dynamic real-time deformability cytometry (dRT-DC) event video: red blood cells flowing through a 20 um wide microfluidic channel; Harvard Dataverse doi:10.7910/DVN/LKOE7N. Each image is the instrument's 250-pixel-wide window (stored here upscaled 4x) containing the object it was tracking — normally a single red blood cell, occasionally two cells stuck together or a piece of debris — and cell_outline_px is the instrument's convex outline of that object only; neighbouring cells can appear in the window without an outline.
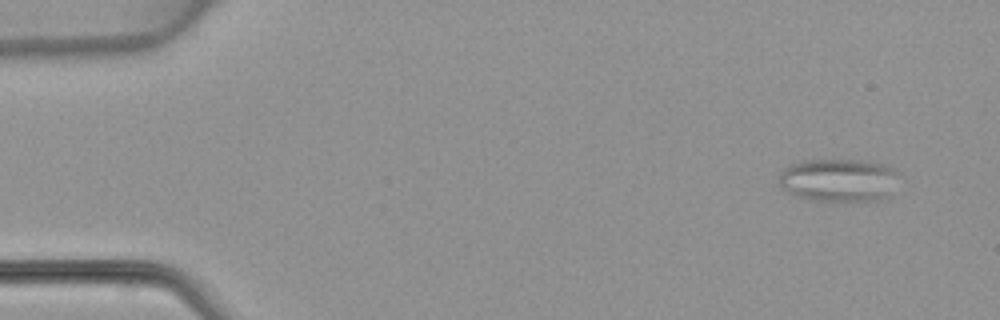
{"species": "common noctule bat (a hibernating species)", "species_latin": "Nyctalus noctula", "temperature_condition": "warm", "stored_images_in_passage": 4, "camera_frame_rate_fps": 3000, "um_per_image_px": 0.085, "animal": {"sex": "female", "body_mass_g": 22.7, "forearm_length_mm": 54.2}, "frame": {"image": 1, "passage_image": 1, "time_ms": 0.0, "image_size_px": [1000, 320], "cell_outline_px": [[900, 172], [892, 196], [880, 200], [832, 204], [812, 200], [796, 196], [784, 192], [780, 184], [780, 172], [788, 164], [804, 160], [860, 160], [892, 164]], "centroid_in_image_um": [71.37, 15.35], "position_along_channel_um": 13.6, "area_um2": 31.85}}
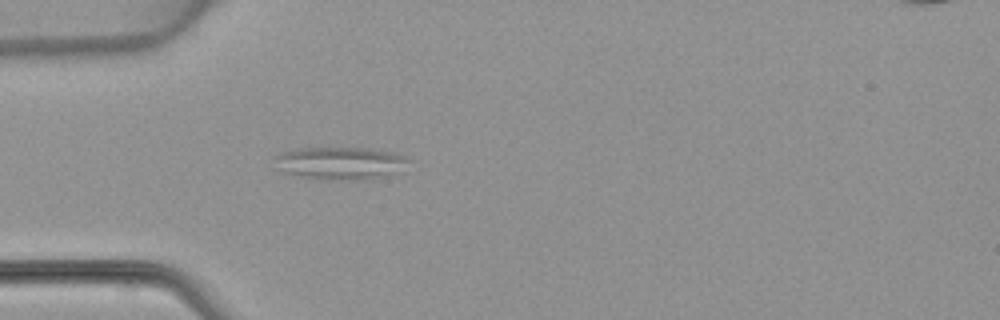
{"frame": {"image": 2, "passage_image": 4, "time_ms": 3.667, "image_size_px": [1000, 320], "cell_outline_px": [[412, 160], [388, 172], [368, 180], [320, 180], [300, 176], [284, 172], [276, 168], [272, 156], [280, 152], [296, 148], [364, 148], [396, 152]], "centroid_in_image_um": [28.76, 13.85], "position_along_channel_um": 56.2, "area_um2": 25.32}}